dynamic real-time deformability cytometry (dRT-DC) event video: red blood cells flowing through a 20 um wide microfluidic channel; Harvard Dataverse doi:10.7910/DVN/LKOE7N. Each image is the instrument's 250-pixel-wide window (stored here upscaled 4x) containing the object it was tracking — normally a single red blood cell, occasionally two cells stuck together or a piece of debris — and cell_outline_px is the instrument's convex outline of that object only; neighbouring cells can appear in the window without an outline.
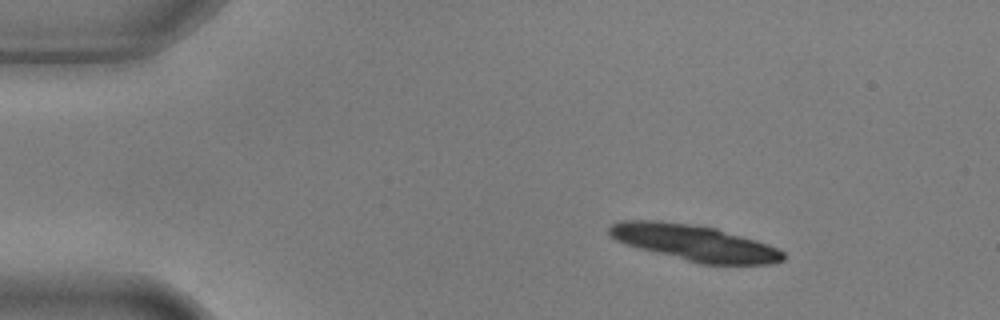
{"species": "common noctule bat (a hibernating species)", "species_latin": "Nyctalus noctula", "temperature_condition": "warm", "stored_images_in_passage": 3, "camera_frame_rate_fps": 3000, "um_per_image_px": 0.085, "animal": {"sex": "male", "body_mass_g": 17.9, "forearm_length_mm": 54.2}, "frame": {"image": 1, "passage_image": 1, "time_ms": 0.0, "image_size_px": [1000, 320], "cell_outline_px": [[784, 260], [772, 264], [700, 264], [640, 248], [616, 240], [608, 236], [608, 224], [620, 220], [660, 220], [716, 228], [756, 240], [768, 244], [784, 252]], "centroid_in_image_um": [58.99, 20.63], "position_along_channel_um": 26.0, "area_um2": 36.36}}